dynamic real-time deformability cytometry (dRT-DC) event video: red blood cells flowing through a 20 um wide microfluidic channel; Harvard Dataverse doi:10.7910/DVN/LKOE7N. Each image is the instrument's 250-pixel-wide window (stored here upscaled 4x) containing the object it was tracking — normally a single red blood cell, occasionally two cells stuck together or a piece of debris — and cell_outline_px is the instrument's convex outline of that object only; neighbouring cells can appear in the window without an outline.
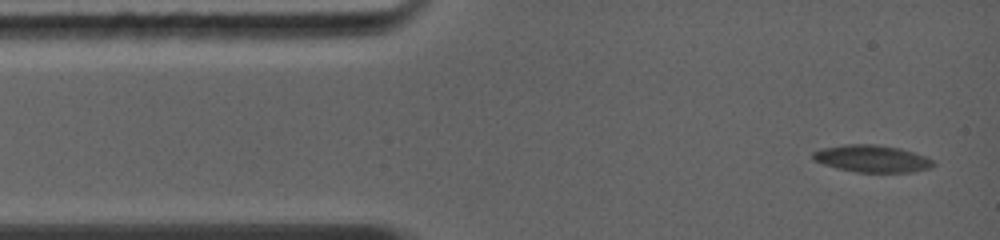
{"species": "common noctule bat (a hibernating species)", "species_latin": "Nyctalus noctula", "temperature_condition": "warm", "stored_images_in_passage": 5, "camera_frame_rate_fps": 5000, "um_per_image_px": 0.085, "animal": {"sex": "female", "body_mass_g": 19.0, "forearm_length_mm": 56.7}, "frame": {"image": 1, "passage_image": 1, "time_ms": 0.0, "image_size_px": [1000, 240], "cell_outline_px": [[936, 164], [932, 168], [912, 172], [856, 172], [836, 168], [812, 160], [812, 152], [820, 148], [844, 144], [876, 144], [900, 148], [924, 156], [932, 160]], "centroid_in_image_um": [74.09, 13.48], "position_along_channel_um": 10.9, "area_um2": 19.19}}
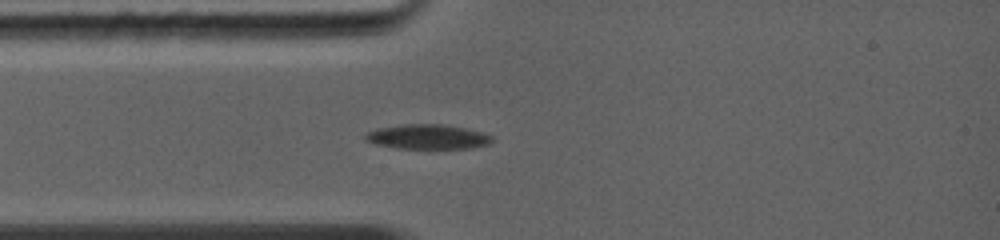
{"frame": {"image": 2, "passage_image": 5, "time_ms": 2.4, "image_size_px": [1000, 240], "cell_outline_px": [[492, 140], [488, 144], [468, 148], [396, 148], [376, 144], [364, 140], [364, 136], [368, 132], [376, 128], [404, 124], [444, 124], [484, 132], [492, 136]], "centroid_in_image_um": [36.32, 11.62], "position_along_channel_um": 48.7, "area_um2": 18.15}}